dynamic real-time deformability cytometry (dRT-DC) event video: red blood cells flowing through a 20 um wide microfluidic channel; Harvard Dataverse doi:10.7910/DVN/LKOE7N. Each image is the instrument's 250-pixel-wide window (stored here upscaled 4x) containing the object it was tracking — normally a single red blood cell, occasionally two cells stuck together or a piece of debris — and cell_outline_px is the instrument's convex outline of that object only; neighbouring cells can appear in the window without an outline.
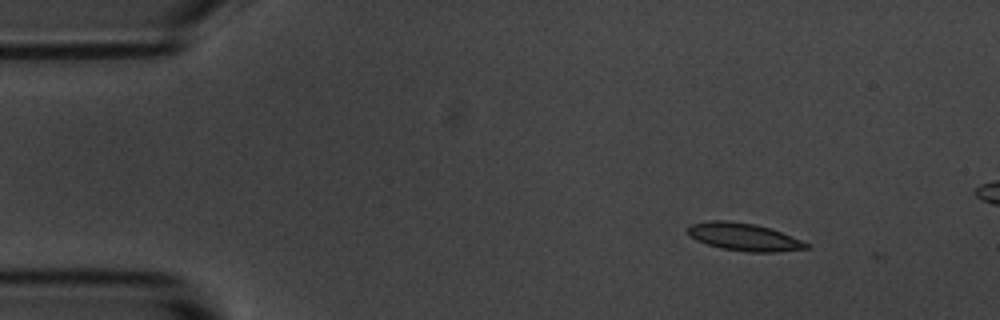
{"species": "common noctule bat (a hibernating species)", "species_latin": "Nyctalus noctula", "temperature_condition": "room temperature", "stored_images_in_passage": 3, "camera_frame_rate_fps": 3000, "um_per_image_px": 0.085, "animal": {"sex": "male", "body_mass_g": 20.1, "forearm_length_mm": 53.5}, "frame": {"image": 1, "passage_image": 2, "time_ms": 1.0, "image_size_px": [1000, 320], "cell_outline_px": [[812, 248], [772, 252], [748, 252], [720, 248], [696, 240], [688, 236], [684, 228], [688, 224], [708, 220], [728, 220], [756, 224], [792, 236], [812, 244]], "centroid_in_image_um": [63.19, 20.13], "position_along_channel_um": 21.8, "area_um2": 19.48}}